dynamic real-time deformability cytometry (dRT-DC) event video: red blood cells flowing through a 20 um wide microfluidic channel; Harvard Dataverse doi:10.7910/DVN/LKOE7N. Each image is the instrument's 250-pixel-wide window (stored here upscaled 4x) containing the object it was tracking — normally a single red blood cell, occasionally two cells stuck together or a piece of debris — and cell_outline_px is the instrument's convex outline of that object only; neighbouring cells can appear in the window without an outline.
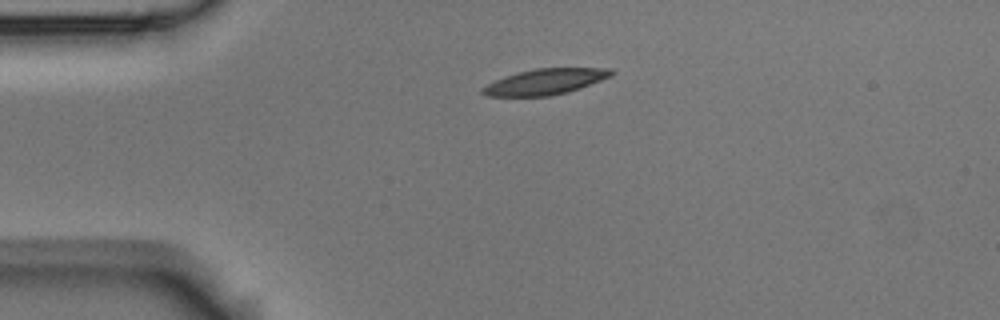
{"species": "Egyptian fruit bat (a non-hibernating species)", "species_latin": "Rousettus aegyptiacus", "temperature_condition": "room temperature", "stored_images_in_passage": 2, "camera_frame_rate_fps": 3000, "um_per_image_px": 0.085, "animal": {"sex": "male"}, "frame": {"image": 1, "passage_image": 1, "time_ms": 0.0, "image_size_px": [1000, 320], "cell_outline_px": [[616, 72], [612, 76], [580, 88], [568, 92], [548, 96], [488, 96], [480, 92], [480, 88], [504, 76], [536, 68], [608, 68]], "centroid_in_image_um": [46.35, 6.94], "position_along_channel_um": 38.6, "area_um2": 19.25}}